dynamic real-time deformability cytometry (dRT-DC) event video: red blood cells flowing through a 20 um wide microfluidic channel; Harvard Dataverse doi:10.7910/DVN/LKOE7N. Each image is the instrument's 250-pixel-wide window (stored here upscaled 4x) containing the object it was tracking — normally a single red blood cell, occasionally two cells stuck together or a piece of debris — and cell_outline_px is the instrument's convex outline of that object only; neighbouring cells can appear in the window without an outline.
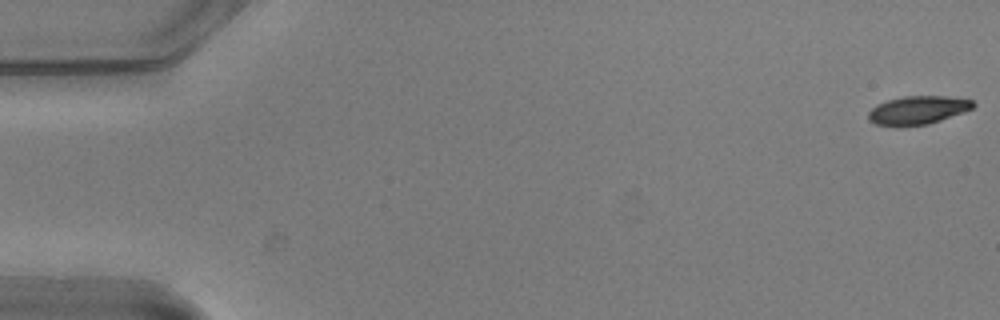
{"species": "common noctule bat (a hibernating species)", "species_latin": "Nyctalus noctula", "temperature_condition": "warm", "stored_images_in_passage": 55, "camera_frame_rate_fps": 3000, "um_per_image_px": 0.085, "animal": {"sex": "male", "body_mass_g": 20.5, "forearm_length_mm": 52.5}, "frame": {"image": 1, "passage_image": 1, "time_ms": 0.0, "image_size_px": [1000, 320], "cell_outline_px": [[976, 104], [972, 108], [964, 112], [928, 124], [896, 128], [876, 124], [868, 120], [868, 112], [876, 104], [888, 100], [904, 96], [944, 96], [972, 100]], "centroid_in_image_um": [77.96, 9.39], "position_along_channel_um": 7.0, "area_um2": 17.57}}
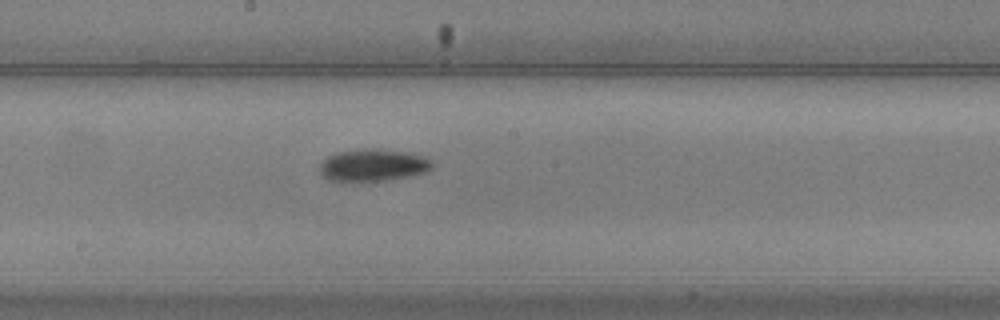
{"frame": {"image": 2, "passage_image": 30, "time_ms": 9.667, "image_size_px": [1000, 320], "cell_outline_px": [[432, 168], [428, 172], [412, 176], [388, 180], [328, 180], [320, 172], [320, 164], [328, 156], [336, 152], [364, 148], [380, 148], [412, 152], [424, 156], [432, 160]], "centroid_in_image_um": [31.78, 14.01], "position_along_channel_um": 216.4, "area_um2": 21.33}}
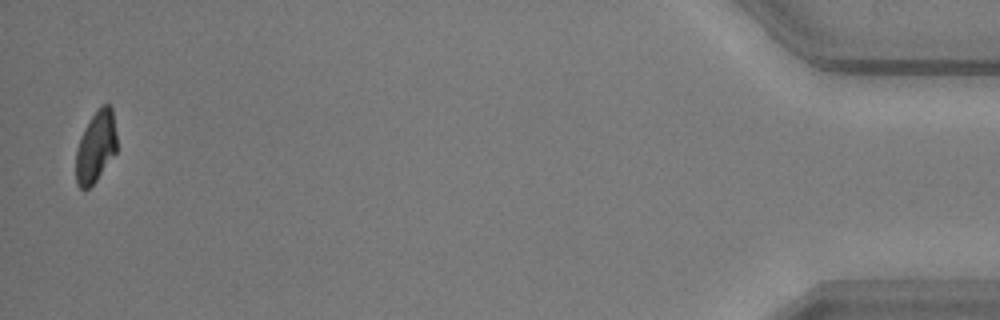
{"frame": {"image": 3, "passage_image": 54, "time_ms": 17.667, "image_size_px": [1000, 320], "cell_outline_px": [[116, 152], [96, 180], [88, 188], [80, 188], [76, 184], [76, 148], [84, 128], [100, 104], [108, 104], [112, 108], [116, 132]], "centroid_in_image_um": [8.14, 12.45], "position_along_channel_um": 427.1, "area_um2": 16.94}, "authors_computed_cell_mechanics": {"area_um2": 18.9584, "velocity_mm_per_s": 3.7424, "shape_relaxation_time_tau1_ms": 3.524, "shape_relaxation_time_tau2_ms": null, "deformation_change_tau1": 0.1251, "deformation_change_tau2": null}}